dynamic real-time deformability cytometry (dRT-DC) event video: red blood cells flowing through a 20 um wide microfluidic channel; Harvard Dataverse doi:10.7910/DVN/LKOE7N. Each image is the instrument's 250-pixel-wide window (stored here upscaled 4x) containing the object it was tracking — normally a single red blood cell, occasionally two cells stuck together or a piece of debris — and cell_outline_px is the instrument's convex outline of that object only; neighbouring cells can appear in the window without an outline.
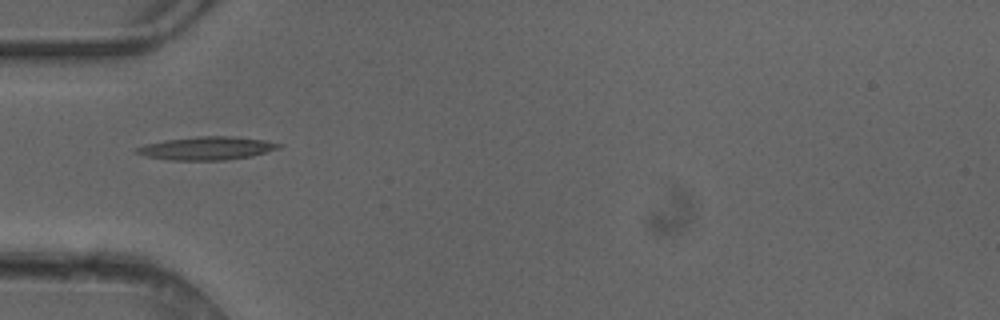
{"species": "common noctule bat (a hibernating species)", "species_latin": "Nyctalus noctula", "temperature_condition": "cold", "stored_images_in_passage": 4, "camera_frame_rate_fps": 3000, "um_per_image_px": 0.085, "animal": {"sex": "female"}, "frame": {"image": 1, "passage_image": 4, "time_ms": 1.0, "image_size_px": [1000, 320], "cell_outline_px": [[284, 144], [280, 148], [252, 156], [228, 160], [168, 160], [144, 156], [132, 152], [136, 148], [144, 144], [164, 140], [196, 136], [232, 136], [264, 140]], "centroid_in_image_um": [17.55, 12.6], "position_along_channel_um": 67.5, "area_um2": 19.48}}